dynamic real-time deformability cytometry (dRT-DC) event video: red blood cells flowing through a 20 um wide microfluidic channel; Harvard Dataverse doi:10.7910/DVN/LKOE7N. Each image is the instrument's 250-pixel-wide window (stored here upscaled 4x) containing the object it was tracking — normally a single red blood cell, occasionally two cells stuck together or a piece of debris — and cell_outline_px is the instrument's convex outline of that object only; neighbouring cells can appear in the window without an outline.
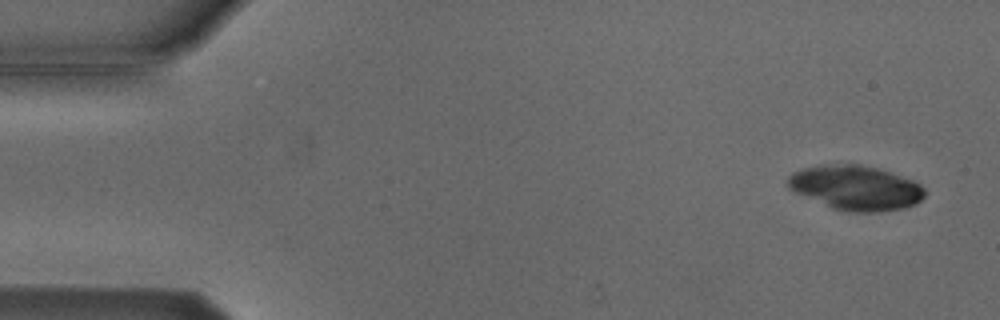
{"species": "Egyptian fruit bat (a non-hibernating species)", "species_latin": "Rousettus aegyptiacus", "temperature_condition": "cold", "stored_images_in_passage": 5, "camera_frame_rate_fps": 3000, "um_per_image_px": 0.085, "animal": {"sex": "male"}, "frame": {"image": 1, "passage_image": 1, "time_ms": 0.0, "image_size_px": [1000, 320], "cell_outline_px": [[924, 196], [916, 204], [904, 208], [880, 212], [848, 212], [832, 208], [792, 192], [788, 188], [788, 176], [792, 172], [804, 168], [820, 164], [860, 164], [876, 168], [912, 180], [920, 184], [924, 188]], "centroid_in_image_um": [72.69, 15.97], "position_along_channel_um": 12.3, "area_um2": 35.72}}